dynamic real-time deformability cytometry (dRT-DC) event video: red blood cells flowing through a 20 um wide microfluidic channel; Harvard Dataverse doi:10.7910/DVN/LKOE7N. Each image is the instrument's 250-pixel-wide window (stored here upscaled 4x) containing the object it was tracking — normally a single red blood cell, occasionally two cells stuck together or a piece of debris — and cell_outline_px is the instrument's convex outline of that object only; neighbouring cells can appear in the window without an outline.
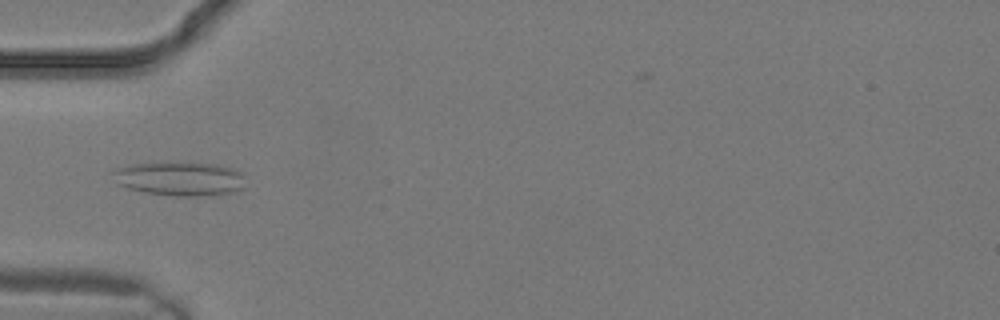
{"species": "common noctule bat (a hibernating species)", "species_latin": "Nyctalus noctula", "temperature_condition": "warm", "stored_images_in_passage": 4, "camera_frame_rate_fps": 3000, "um_per_image_px": 0.085, "animal": {"sex": "male", "body_mass_g": 19.2, "forearm_length_mm": 51.8}, "frame": {"image": 1, "passage_image": 3, "time_ms": 0.667, "image_size_px": [1000, 320], "cell_outline_px": [[244, 188], [232, 192], [208, 196], [176, 196], [144, 192], [128, 188], [116, 184], [108, 172], [116, 168], [132, 164], [216, 164], [232, 168], [240, 172], [244, 176]], "centroid_in_image_um": [15.24, 15.22], "position_along_channel_um": 69.8, "area_um2": 26.07}}